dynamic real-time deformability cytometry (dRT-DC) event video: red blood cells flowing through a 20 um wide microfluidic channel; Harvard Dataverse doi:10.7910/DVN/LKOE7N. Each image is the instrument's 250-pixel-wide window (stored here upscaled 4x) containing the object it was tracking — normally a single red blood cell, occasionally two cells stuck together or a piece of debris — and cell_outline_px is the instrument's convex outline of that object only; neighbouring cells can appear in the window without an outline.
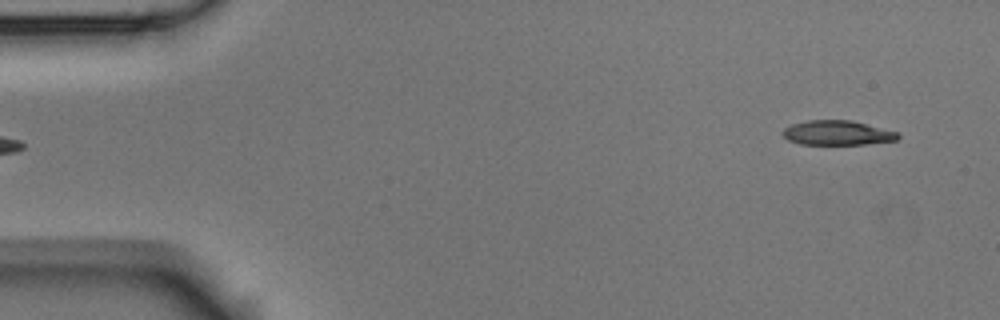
{"species": "Egyptian fruit bat (a non-hibernating species)", "species_latin": "Rousettus aegyptiacus", "temperature_condition": "room temperature", "stored_images_in_passage": 53, "camera_frame_rate_fps": 3000, "um_per_image_px": 0.085, "animal": {"sex": "male"}, "frame": {"image": 1, "passage_image": 1, "time_ms": 0.0, "image_size_px": [1000, 320], "cell_outline_px": [[900, 136], [896, 140], [864, 144], [800, 144], [788, 140], [780, 132], [784, 128], [792, 124], [808, 120], [852, 120], [900, 132]], "centroid_in_image_um": [71.18, 11.28], "position_along_channel_um": 13.8, "area_um2": 16.59}}
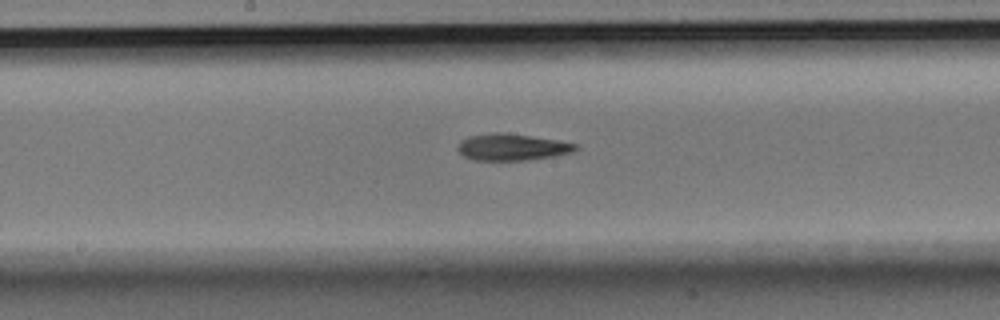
{"frame": {"image": 2, "passage_image": 26, "time_ms": 8.333, "image_size_px": [1000, 320], "cell_outline_px": [[580, 148], [572, 152], [552, 156], [524, 160], [472, 160], [464, 156], [456, 148], [460, 140], [468, 136], [496, 132], [504, 132], [556, 140], [576, 144]], "centroid_in_image_um": [43.47, 12.5], "position_along_channel_um": 204.7, "area_um2": 18.21}}
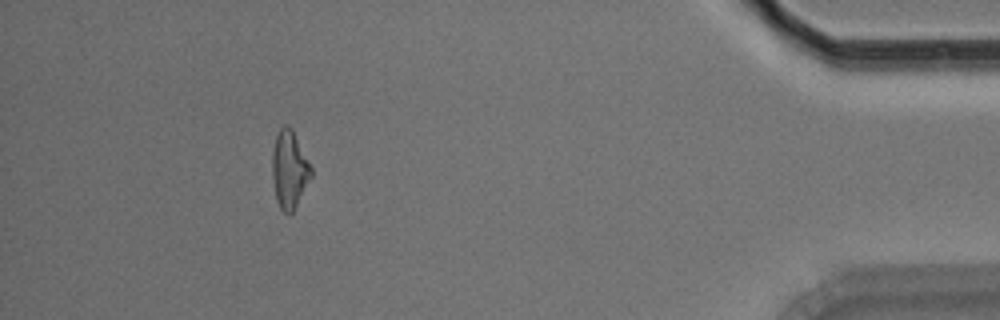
{"frame": {"image": 3, "passage_image": 48, "time_ms": 15.667, "image_size_px": [1000, 320], "cell_outline_px": [[312, 176], [292, 212], [288, 216], [280, 208], [276, 200], [272, 176], [272, 152], [276, 136], [280, 128], [284, 124], [288, 124], [292, 128], [312, 168]], "centroid_in_image_um": [24.59, 14.39], "position_along_channel_um": 410.6, "area_um2": 17.57}, "authors_computed_cell_mechanics": {"area_um2": 17.918, "velocity_mm_per_s": 3.5932, "shape_relaxation_time_tau1_ms": 5.0463, "shape_relaxation_time_tau2_ms": 10.6049, "deformation_change_tau1": 0.1911, "deformation_change_tau2": 0.2692}}